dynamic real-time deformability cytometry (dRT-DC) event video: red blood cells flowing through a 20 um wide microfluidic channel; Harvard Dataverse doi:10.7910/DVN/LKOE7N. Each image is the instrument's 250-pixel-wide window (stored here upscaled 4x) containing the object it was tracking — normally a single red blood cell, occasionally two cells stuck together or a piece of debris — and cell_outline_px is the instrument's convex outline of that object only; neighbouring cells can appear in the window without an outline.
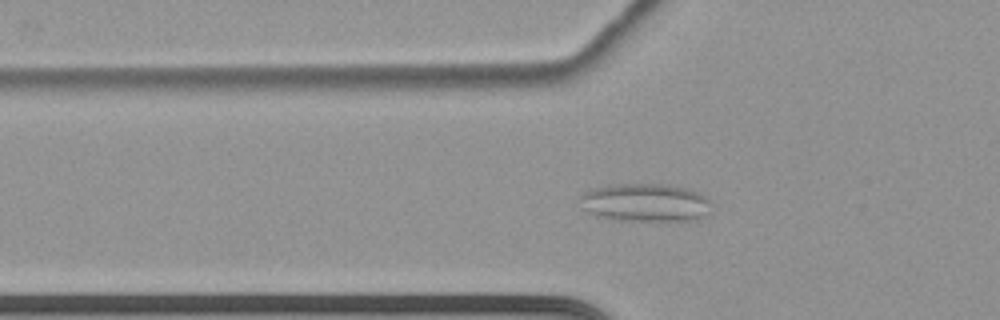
{"species": "common noctule bat (a hibernating species)", "species_latin": "Nyctalus noctula", "temperature_condition": "cold", "stored_images_in_passage": 44, "camera_frame_rate_fps": 3000, "um_per_image_px": 0.085, "animal": {"sex": "female", "body_mass_g": 22.7, "forearm_length_mm": 54.2}, "frame": {"image": 1, "passage_image": 5, "time_ms": 1.333, "image_size_px": [1000, 320], "cell_outline_px": [[712, 212], [700, 220], [612, 220], [592, 216], [580, 208], [580, 196], [584, 192], [592, 188], [616, 184], [668, 184], [688, 188], [704, 196], [708, 200]], "centroid_in_image_um": [54.81, 17.23], "position_along_channel_um": 71.0, "area_um2": 29.77}}
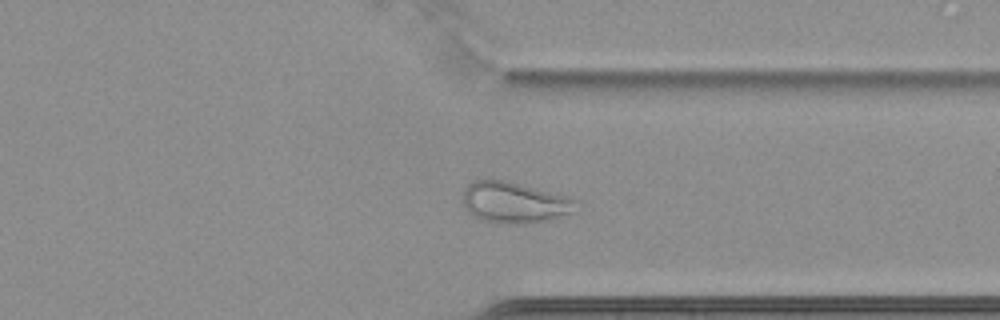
{"frame": {"image": 2, "passage_image": 31, "time_ms": 10.0, "image_size_px": [1000, 320], "cell_outline_px": [[576, 212], [544, 220], [524, 224], [508, 224], [484, 220], [468, 212], [464, 208], [464, 192], [468, 184], [476, 180], [504, 180], [568, 196], [576, 200]], "centroid_in_image_um": [43.74, 17.21], "position_along_channel_um": 367.7, "area_um2": 26.7}}
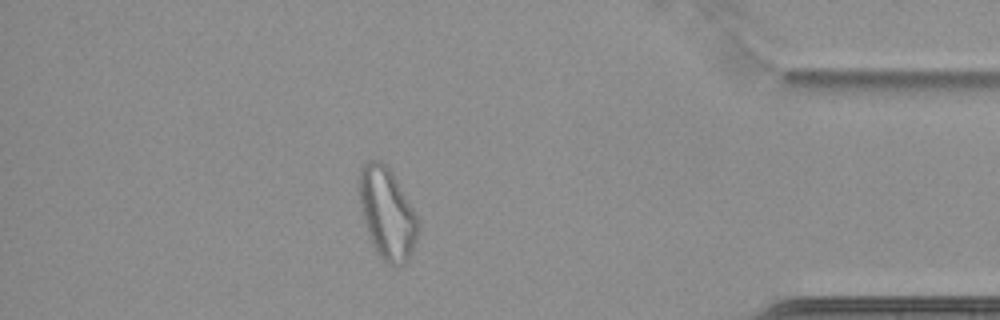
{"frame": {"image": 3, "passage_image": 37, "time_ms": 12.0, "image_size_px": [1000, 320], "cell_outline_px": [[420, 228], [416, 240], [408, 260], [404, 264], [396, 268], [388, 264], [376, 252], [372, 244], [364, 224], [360, 208], [356, 184], [356, 180], [360, 168], [368, 160], [380, 160], [392, 172], [416, 216], [420, 224]], "centroid_in_image_um": [32.85, 18.14], "position_along_channel_um": 402.3, "area_um2": 31.73}, "authors_computed_cell_mechanics": {"area_um2": 25.1719, "velocity_mm_per_s": 3.4554, "shape_relaxation_time_tau1_ms": null, "shape_relaxation_time_tau2_ms": 3.4967, "deformation_change_tau1": null, "deformation_change_tau2": 0.089}}